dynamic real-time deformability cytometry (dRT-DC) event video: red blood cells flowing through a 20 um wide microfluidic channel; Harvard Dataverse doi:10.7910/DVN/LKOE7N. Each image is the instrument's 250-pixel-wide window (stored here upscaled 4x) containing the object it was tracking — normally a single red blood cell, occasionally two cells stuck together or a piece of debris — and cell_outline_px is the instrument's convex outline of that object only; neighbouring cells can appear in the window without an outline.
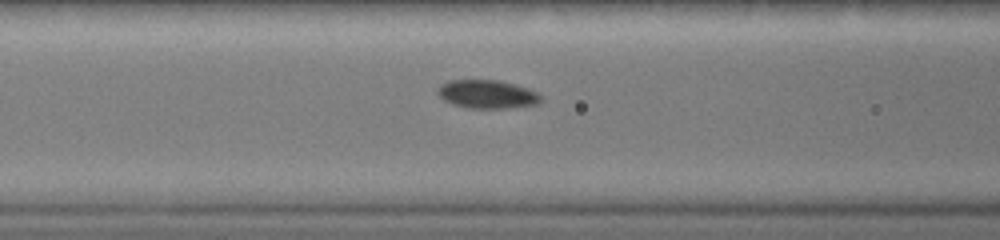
{"species": "common noctule bat (a hibernating species)", "species_latin": "Nyctalus noctula", "temperature_condition": "warm", "stored_images_in_passage": 27, "camera_frame_rate_fps": 3000, "um_per_image_px": 0.085, "animal": {"sex": "female", "body_mass_g": 19.0, "forearm_length_mm": 51.5}, "frame": {"image": 1, "passage_image": 7, "time_ms": 1.667, "image_size_px": [1000, 240], "cell_outline_px": [[540, 100], [536, 104], [504, 108], [468, 108], [452, 104], [444, 100], [440, 96], [440, 88], [444, 84], [452, 80], [496, 80], [512, 84], [536, 92], [540, 96]], "centroid_in_image_um": [41.4, 8.02], "position_along_channel_um": 125.2, "area_um2": 16.42}}
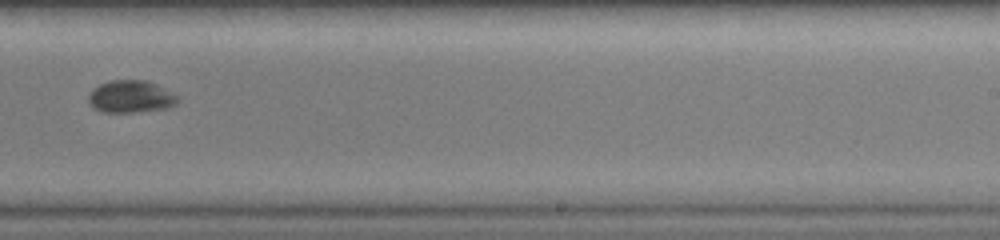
{"frame": {"image": 2, "passage_image": 16, "time_ms": 4.333, "image_size_px": [1000, 240], "cell_outline_px": [[176, 104], [168, 108], [132, 112], [100, 112], [88, 100], [88, 96], [100, 84], [112, 80], [144, 80], [176, 96]], "centroid_in_image_um": [11.07, 8.23], "position_along_channel_um": 277.9, "area_um2": 16.07}}
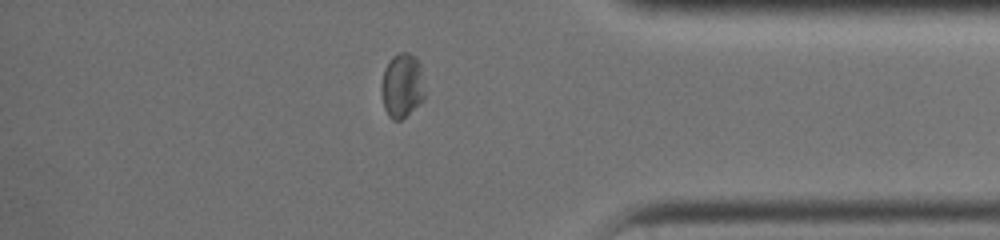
{"frame": {"image": 3, "passage_image": 23, "time_ms": 6.667, "image_size_px": [1000, 240], "cell_outline_px": [[424, 100], [400, 120], [392, 120], [388, 116], [384, 108], [384, 68], [392, 56], [400, 52], [408, 52], [416, 56], [420, 64], [424, 92]], "centroid_in_image_um": [34.22, 7.25], "position_along_channel_um": 401.0, "area_um2": 15.84}}